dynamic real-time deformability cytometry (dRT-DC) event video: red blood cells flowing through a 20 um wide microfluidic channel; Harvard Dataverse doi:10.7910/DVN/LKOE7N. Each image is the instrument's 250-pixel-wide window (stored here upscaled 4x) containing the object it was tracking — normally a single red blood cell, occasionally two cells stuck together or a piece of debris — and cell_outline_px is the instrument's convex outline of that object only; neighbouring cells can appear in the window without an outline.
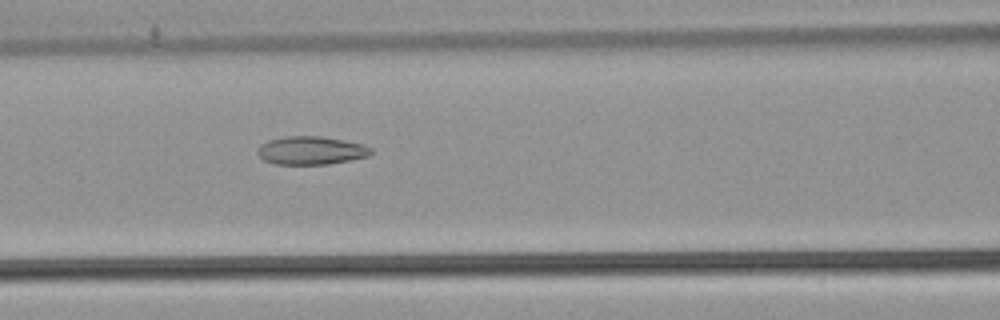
{"species": "common noctule bat (a hibernating species)", "species_latin": "Nyctalus noctula", "temperature_condition": "warm", "stored_images_in_passage": 36, "camera_frame_rate_fps": 3000, "um_per_image_px": 0.085, "animal": {"sex": "male", "body_mass_g": 21.5, "forearm_length_mm": 52.0}, "frame": {"image": 1, "passage_image": 6, "time_ms": 1.667, "image_size_px": [1000, 320], "cell_outline_px": [[372, 152], [368, 156], [352, 160], [328, 164], [276, 164], [264, 160], [256, 152], [256, 148], [260, 144], [268, 140], [284, 136], [320, 136], [344, 140], [364, 144], [372, 148]], "centroid_in_image_um": [26.43, 12.78], "position_along_channel_um": 140.2, "area_um2": 18.84}}
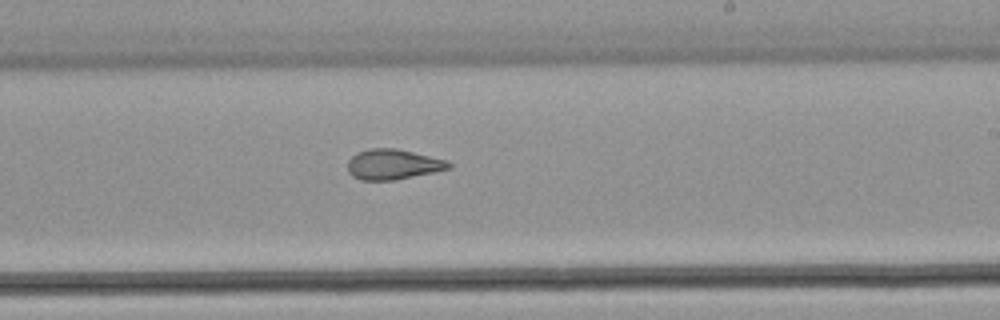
{"frame": {"image": 2, "passage_image": 15, "time_ms": 4.667, "image_size_px": [1000, 320], "cell_outline_px": [[452, 168], [436, 172], [396, 180], [360, 180], [352, 176], [348, 172], [348, 160], [356, 152], [368, 148], [396, 148], [448, 160], [452, 164]], "centroid_in_image_um": [33.42, 13.97], "position_along_channel_um": 255.6, "area_um2": 18.15}}
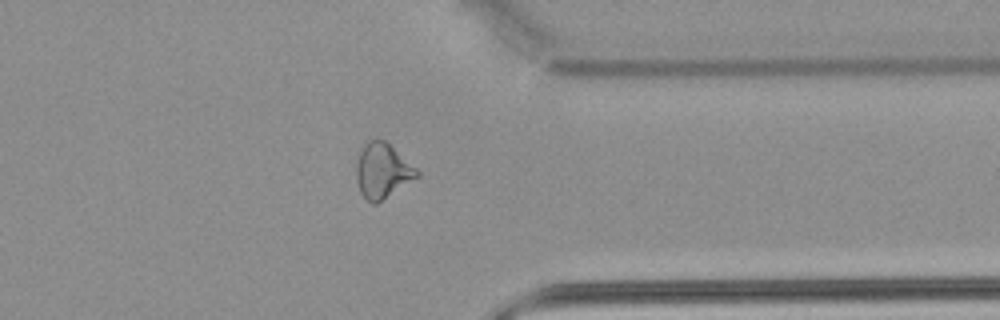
{"frame": {"image": 3, "passage_image": 25, "time_ms": 8.0, "image_size_px": [1000, 320], "cell_outline_px": [[420, 176], [376, 204], [372, 204], [360, 192], [356, 180], [356, 164], [360, 152], [364, 144], [368, 140], [376, 136], [384, 140], [416, 168], [420, 172]], "centroid_in_image_um": [32.5, 14.5], "position_along_channel_um": 378.9, "area_um2": 19.42}}